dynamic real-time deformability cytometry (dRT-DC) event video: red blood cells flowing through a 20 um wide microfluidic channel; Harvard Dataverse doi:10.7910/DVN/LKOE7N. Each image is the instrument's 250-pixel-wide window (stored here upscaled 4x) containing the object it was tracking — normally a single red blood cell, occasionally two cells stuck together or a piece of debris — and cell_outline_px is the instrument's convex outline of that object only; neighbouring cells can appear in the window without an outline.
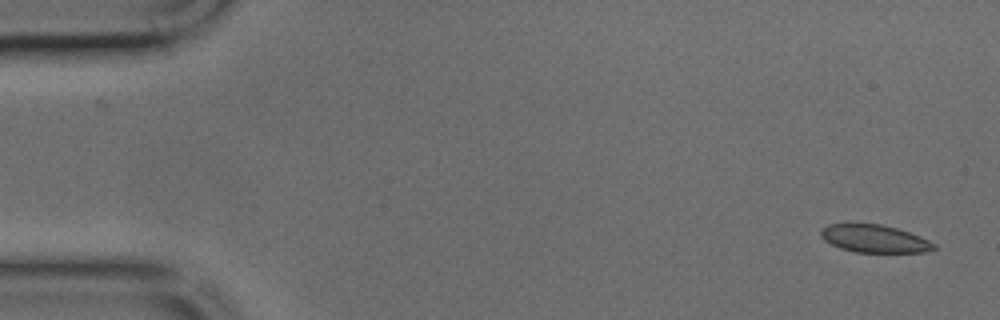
{"species": "common noctule bat (a hibernating species)", "species_latin": "Nyctalus noctula", "temperature_condition": "cold", "stored_images_in_passage": 44, "camera_frame_rate_fps": 3000, "um_per_image_px": 0.085, "animal": {"sex": "male", "body_mass_g": 17.9, "forearm_length_mm": 54.2}, "frame": {"image": 1, "passage_image": 1, "time_ms": 0.0, "image_size_px": [1000, 320], "cell_outline_px": [[936, 248], [928, 252], [856, 252], [840, 248], [824, 240], [820, 236], [820, 232], [828, 224], [880, 224], [896, 228], [920, 236], [936, 244]], "centroid_in_image_um": [74.35, 20.29], "position_along_channel_um": 10.7, "area_um2": 18.09}}
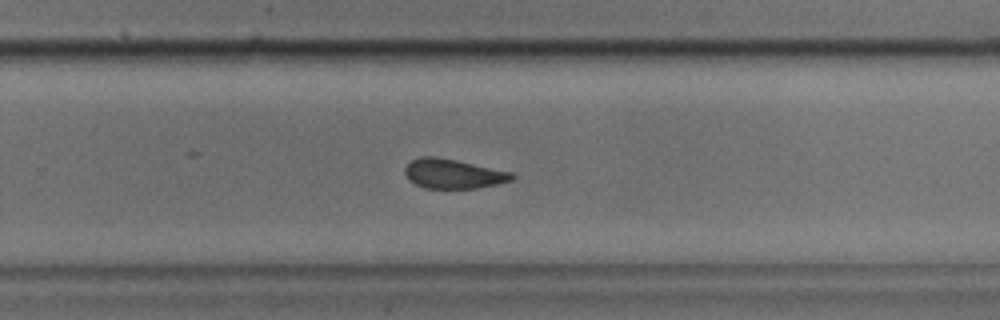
{"frame": {"image": 2, "passage_image": 28, "time_ms": 9.0, "image_size_px": [1000, 320], "cell_outline_px": [[516, 176], [512, 180], [480, 188], [424, 188], [408, 180], [404, 172], [404, 168], [412, 160], [420, 156], [436, 156], [456, 160], [512, 172]], "centroid_in_image_um": [38.51, 14.77], "position_along_channel_um": 291.3, "area_um2": 18.44}}
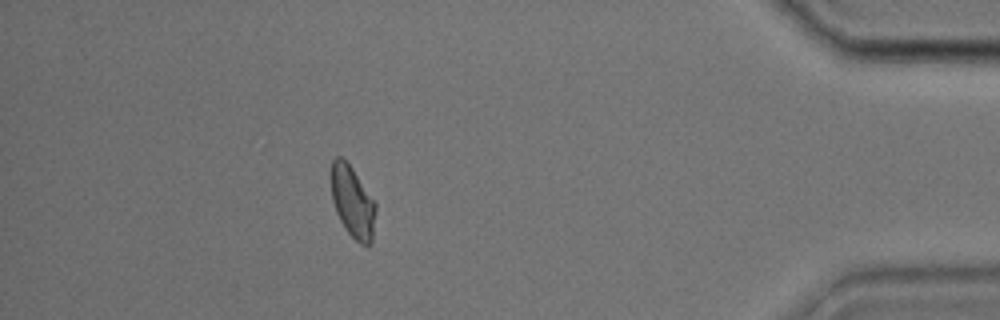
{"frame": {"image": 3, "passage_image": 39, "time_ms": 12.667, "image_size_px": [1000, 320], "cell_outline_px": [[376, 212], [372, 244], [368, 248], [360, 244], [348, 232], [340, 220], [336, 212], [332, 200], [328, 176], [328, 172], [332, 160], [336, 156], [340, 156], [352, 168], [376, 204]], "centroid_in_image_um": [29.93, 17.15], "position_along_channel_um": 405.3, "area_um2": 19.07}}